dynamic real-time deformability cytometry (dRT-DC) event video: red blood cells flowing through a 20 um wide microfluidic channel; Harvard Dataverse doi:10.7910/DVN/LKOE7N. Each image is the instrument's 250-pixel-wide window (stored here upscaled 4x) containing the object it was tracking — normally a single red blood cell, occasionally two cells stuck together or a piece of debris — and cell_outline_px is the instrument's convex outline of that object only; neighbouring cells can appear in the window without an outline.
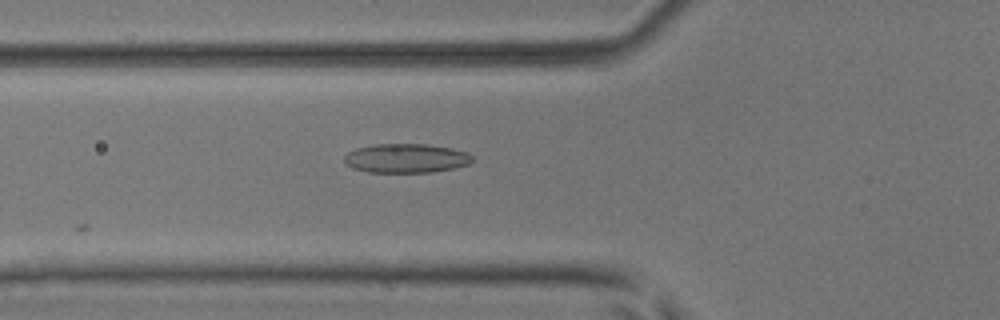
{"species": "common noctule bat (a hibernating species)", "species_latin": "Nyctalus noctula", "temperature_condition": "room temperature", "stored_images_in_passage": 7, "camera_frame_rate_fps": 3000, "um_per_image_px": 0.085, "animal": {"sex": "male", "body_mass_g": 17.9, "forearm_length_mm": 54.2}, "frame": {"image": 1, "passage_image": 2, "time_ms": 0.333, "image_size_px": [1000, 320], "cell_outline_px": [[472, 160], [468, 164], [452, 168], [432, 172], [368, 172], [352, 168], [344, 160], [344, 156], [348, 152], [356, 148], [372, 144], [428, 144], [452, 148], [468, 152], [472, 156]], "centroid_in_image_um": [34.51, 13.44], "position_along_channel_um": 91.3, "area_um2": 21.73}}
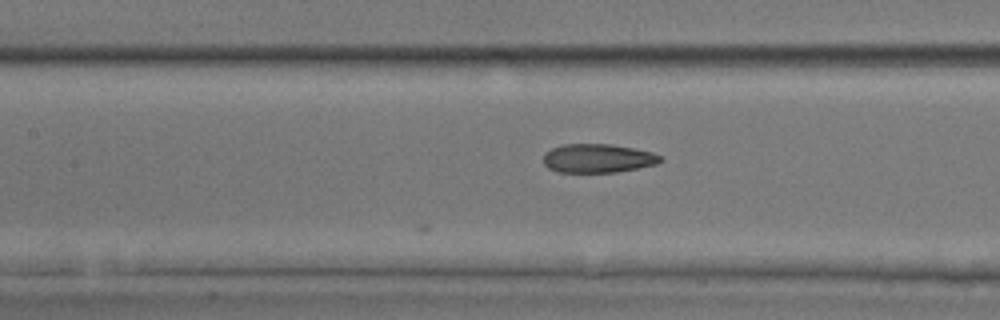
{"frame": {"image": 2, "passage_image": 7, "time_ms": 2.0, "image_size_px": [1000, 320], "cell_outline_px": [[664, 160], [656, 164], [616, 172], [560, 172], [548, 168], [544, 164], [544, 152], [552, 148], [564, 144], [612, 144], [652, 152], [664, 156]], "centroid_in_image_um": [50.83, 13.45], "position_along_channel_um": 156.6, "area_um2": 19.65}}